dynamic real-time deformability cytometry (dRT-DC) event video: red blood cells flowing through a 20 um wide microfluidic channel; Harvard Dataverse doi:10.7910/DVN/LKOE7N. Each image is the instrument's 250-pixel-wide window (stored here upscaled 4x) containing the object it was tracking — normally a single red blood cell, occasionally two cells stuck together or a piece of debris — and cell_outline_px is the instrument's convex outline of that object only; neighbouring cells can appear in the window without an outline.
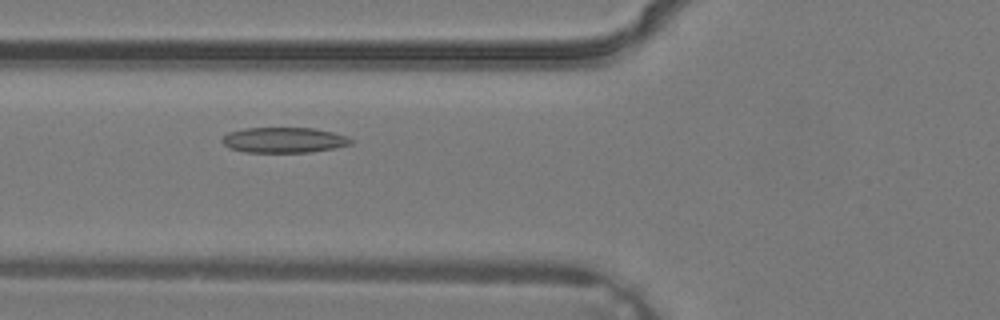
{"species": "common noctule bat (a hibernating species)", "species_latin": "Nyctalus noctula", "temperature_condition": "warm", "stored_images_in_passage": 4, "camera_frame_rate_fps": 3000, "um_per_image_px": 0.085, "animal": {"sex": "male", "body_mass_g": 19.2, "forearm_length_mm": 51.8}, "frame": {"image": 1, "passage_image": 4, "time_ms": 1.0, "image_size_px": [1000, 320], "cell_outline_px": [[356, 140], [352, 144], [336, 148], [312, 152], [244, 152], [228, 148], [220, 140], [228, 132], [244, 128], [312, 128], [332, 132], [348, 136]], "centroid_in_image_um": [24.16, 11.91], "position_along_channel_um": 101.6, "area_um2": 19.31}}